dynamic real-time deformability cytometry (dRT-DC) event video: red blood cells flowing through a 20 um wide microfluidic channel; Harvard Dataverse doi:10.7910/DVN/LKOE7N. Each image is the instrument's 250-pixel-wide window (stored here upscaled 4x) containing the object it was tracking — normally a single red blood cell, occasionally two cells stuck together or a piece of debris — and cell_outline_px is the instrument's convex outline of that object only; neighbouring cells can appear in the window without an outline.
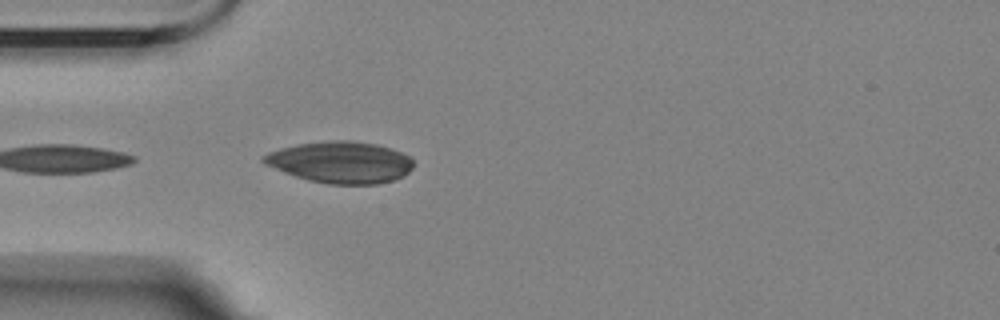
{"species": "Egyptian fruit bat (a non-hibernating species)", "species_latin": "Rousettus aegyptiacus", "temperature_condition": "room temperature", "stored_images_in_passage": 26, "camera_frame_rate_fps": 3000, "um_per_image_px": 0.085, "animal": {"sex": "female"}, "frame": {"image": 1, "passage_image": 1, "time_ms": 0.0, "image_size_px": [1000, 320], "cell_outline_px": [[412, 168], [404, 176], [392, 180], [376, 184], [328, 184], [308, 180], [284, 172], [264, 164], [260, 160], [260, 156], [268, 152], [280, 148], [300, 144], [332, 140], [352, 140], [376, 144], [392, 148], [408, 156], [412, 160]], "centroid_in_image_um": [28.92, 13.79], "position_along_channel_um": 56.1, "area_um2": 36.3}}